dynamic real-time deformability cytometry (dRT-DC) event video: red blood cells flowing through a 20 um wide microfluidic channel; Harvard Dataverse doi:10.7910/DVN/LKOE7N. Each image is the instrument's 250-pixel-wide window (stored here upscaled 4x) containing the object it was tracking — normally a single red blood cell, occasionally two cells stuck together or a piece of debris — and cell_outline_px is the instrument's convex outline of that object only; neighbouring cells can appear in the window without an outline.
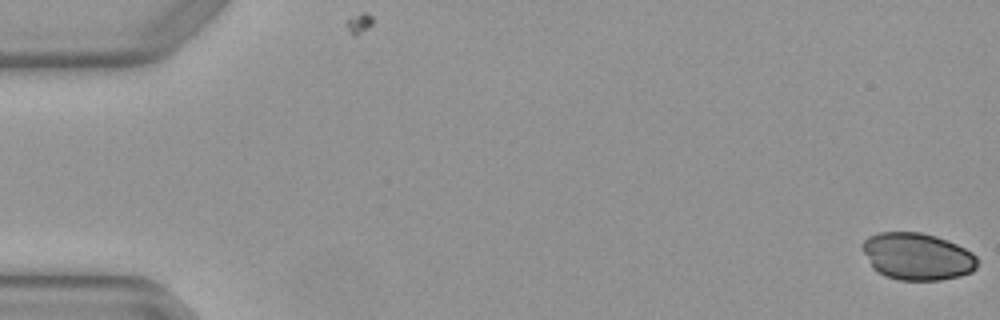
{"species": "Egyptian fruit bat (a non-hibernating species)", "species_latin": "Rousettus aegyptiacus", "temperature_condition": "warm", "stored_images_in_passage": 6, "camera_frame_rate_fps": 3000, "um_per_image_px": 0.085, "animal": {"sex": "female"}, "frame": {"image": 1, "passage_image": 1, "time_ms": 0.0, "image_size_px": [1000, 320], "cell_outline_px": [[976, 268], [972, 272], [960, 276], [940, 280], [900, 280], [884, 276], [872, 268], [860, 248], [860, 244], [868, 236], [880, 232], [920, 232], [936, 236], [948, 240], [972, 252], [976, 256]], "centroid_in_image_um": [77.92, 21.79], "position_along_channel_um": 7.1, "area_um2": 31.85}}